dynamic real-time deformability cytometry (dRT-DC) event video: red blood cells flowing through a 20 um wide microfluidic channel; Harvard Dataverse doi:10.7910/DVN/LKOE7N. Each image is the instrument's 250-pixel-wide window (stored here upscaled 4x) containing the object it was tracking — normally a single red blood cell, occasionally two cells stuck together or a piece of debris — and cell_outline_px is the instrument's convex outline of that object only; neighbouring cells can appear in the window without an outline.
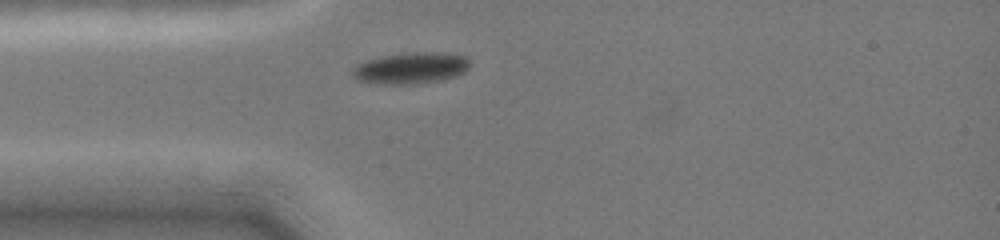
{"species": "common noctule bat (a hibernating species)", "species_latin": "Nyctalus noctula", "temperature_condition": "cold", "stored_images_in_passage": 2, "camera_frame_rate_fps": 3000, "um_per_image_px": 0.085, "animal": {"sex": "female", "body_mass_g": 19.0, "forearm_length_mm": 51.5}, "frame": {"image": 1, "passage_image": 1, "time_ms": 0.0, "image_size_px": [1000, 240], "cell_outline_px": [[468, 68], [464, 72], [440, 80], [416, 84], [384, 84], [356, 80], [352, 76], [352, 68], [368, 60], [384, 56], [412, 52], [440, 52], [464, 56], [468, 60]], "centroid_in_image_um": [34.9, 5.79], "position_along_channel_um": 50.1, "area_um2": 21.1}}